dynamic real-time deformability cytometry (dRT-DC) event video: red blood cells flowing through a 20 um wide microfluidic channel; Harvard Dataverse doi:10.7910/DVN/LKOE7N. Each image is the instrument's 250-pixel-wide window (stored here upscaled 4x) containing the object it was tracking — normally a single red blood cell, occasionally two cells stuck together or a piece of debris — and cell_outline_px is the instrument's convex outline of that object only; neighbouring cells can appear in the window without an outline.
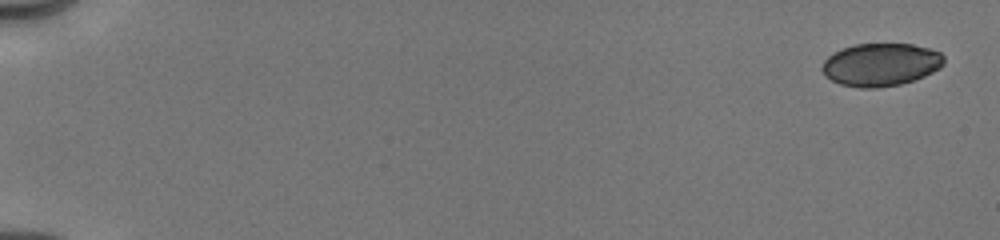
{"species": "human", "species_latin": "Homo sapiens", "temperature_condition": "cold", "stored_images_in_passage": 41, "camera_frame_rate_fps": 3000, "um_per_image_px": 0.085, "donor": {"sex": "male"}, "frame": {"image": 1, "passage_image": 1, "time_ms": 0.0, "image_size_px": [1000, 240], "cell_outline_px": [[944, 64], [940, 68], [924, 76], [900, 84], [876, 88], [860, 88], [840, 84], [832, 80], [820, 68], [824, 60], [828, 56], [844, 48], [856, 44], [912, 44], [928, 48], [940, 52], [944, 56]], "centroid_in_image_um": [74.88, 5.49], "position_along_channel_um": 10.1, "area_um2": 30.23}}
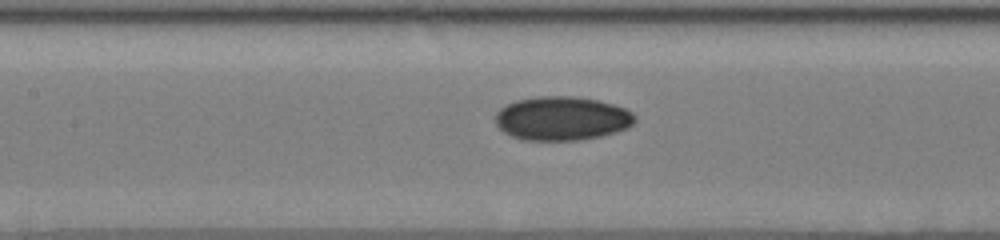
{"frame": {"image": 2, "passage_image": 18, "time_ms": 8.333, "image_size_px": [1000, 240], "cell_outline_px": [[636, 120], [628, 128], [616, 132], [600, 136], [576, 140], [524, 140], [512, 136], [504, 132], [496, 124], [496, 112], [500, 108], [516, 100], [540, 96], [576, 96], [600, 100], [624, 108], [632, 112], [636, 116]], "centroid_in_image_um": [47.78, 10.06], "position_along_channel_um": 159.6, "area_um2": 35.72}}
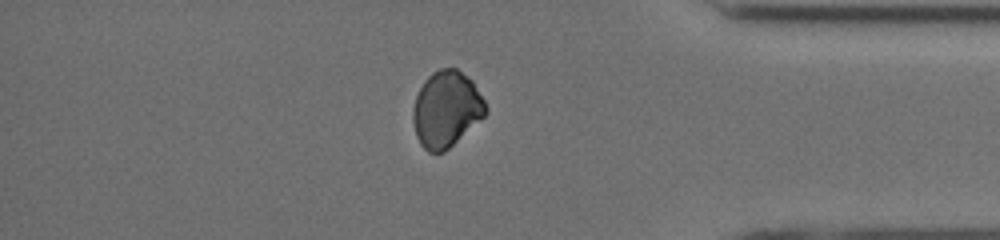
{"frame": {"image": 3, "passage_image": 35, "time_ms": 14.667, "image_size_px": [1000, 240], "cell_outline_px": [[488, 108], [484, 116], [444, 152], [428, 152], [420, 144], [416, 136], [412, 120], [412, 112], [416, 96], [424, 80], [432, 72], [440, 68], [456, 68], [472, 80], [484, 100]], "centroid_in_image_um": [37.92, 9.27], "position_along_channel_um": 397.3, "area_um2": 32.08}, "authors_computed_cell_mechanics": {"area_um2": 33.1772, "velocity_mm_per_s": 4.0305, "shape_relaxation_time_tau1_ms": null, "shape_relaxation_time_tau2_ms": 5.5311, "deformation_change_tau1": null, "deformation_change_tau2": 0.0625}}